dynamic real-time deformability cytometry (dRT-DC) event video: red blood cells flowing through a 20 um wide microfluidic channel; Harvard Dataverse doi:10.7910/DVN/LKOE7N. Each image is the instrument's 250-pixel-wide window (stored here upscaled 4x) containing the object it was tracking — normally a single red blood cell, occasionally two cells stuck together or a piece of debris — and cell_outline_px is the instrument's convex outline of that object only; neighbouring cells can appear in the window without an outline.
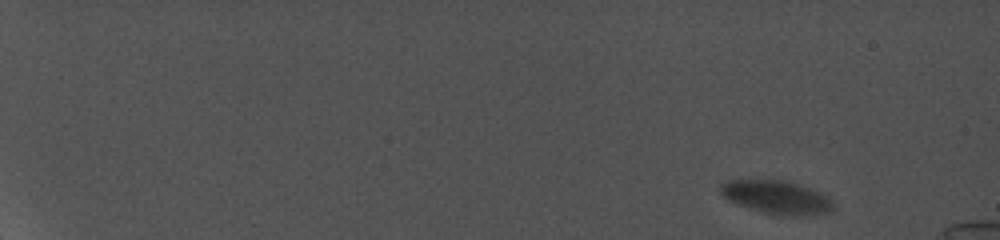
{"species": "common noctule bat (a hibernating species)", "species_latin": "Nyctalus noctula", "temperature_condition": "cold", "stored_images_in_passage": 6, "camera_frame_rate_fps": 5000, "um_per_image_px": 0.085, "animal": {"sex": "female", "body_mass_g": 19.0, "forearm_length_mm": 56.7}, "frame": {"image": 1, "passage_image": 1, "time_ms": 0.0, "image_size_px": [1000, 240], "cell_outline_px": [[832, 208], [828, 212], [812, 216], [784, 216], [764, 212], [736, 204], [728, 200], [720, 192], [720, 184], [724, 180], [788, 180], [820, 192], [828, 196], [832, 200]], "centroid_in_image_um": [66.01, 16.76], "position_along_channel_um": 19.0, "area_um2": 22.08}}